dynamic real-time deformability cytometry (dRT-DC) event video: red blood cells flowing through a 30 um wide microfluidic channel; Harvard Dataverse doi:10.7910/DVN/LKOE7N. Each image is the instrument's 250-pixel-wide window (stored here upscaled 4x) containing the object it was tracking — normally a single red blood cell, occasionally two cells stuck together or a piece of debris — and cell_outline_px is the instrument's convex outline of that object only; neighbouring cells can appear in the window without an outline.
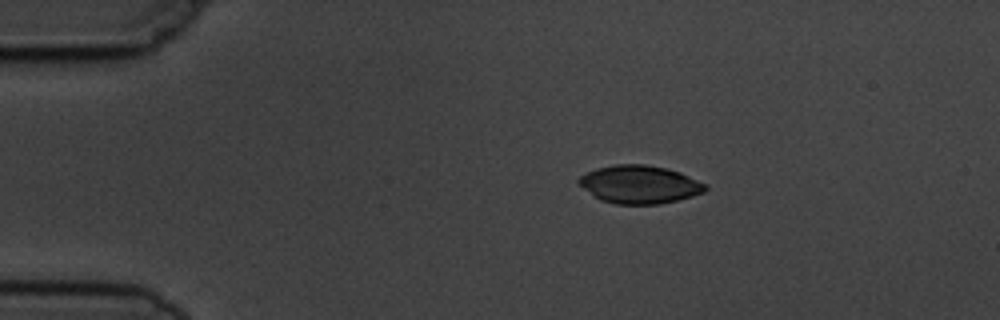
{"species": "common noctule bat (a hibernating species)", "species_latin": "Nyctalus noctula", "temperature_condition": "cold", "stored_images_in_passage": 6, "camera_frame_rate_fps": 3000, "um_per_image_px": 0.085, "animal": {"sex": "male", "body_mass_g": 19.5, "forearm_length_mm": 54.6}, "frame": {"image": 1, "passage_image": 2, "time_ms": 1.333, "image_size_px": [1000, 320], "cell_outline_px": [[708, 188], [704, 192], [692, 196], [660, 204], [616, 204], [600, 200], [576, 184], [576, 180], [580, 176], [596, 168], [616, 164], [644, 164], [664, 168], [680, 172], [708, 184]], "centroid_in_image_um": [54.34, 15.68], "position_along_channel_um": 30.7, "area_um2": 28.21}}
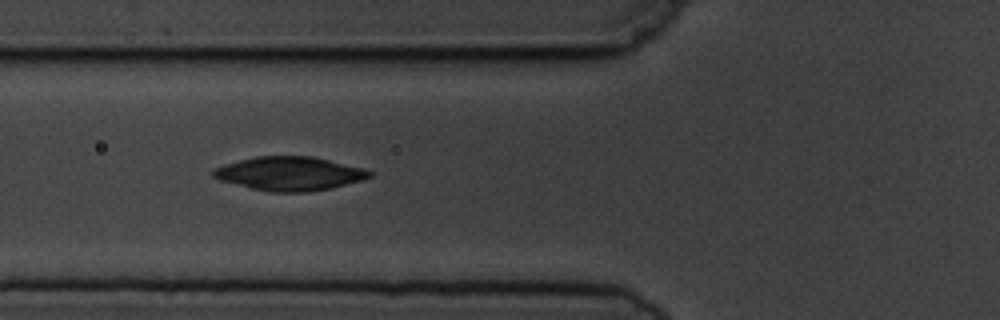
{"frame": {"image": 2, "passage_image": 5, "time_ms": 4.667, "image_size_px": [1000, 320], "cell_outline_px": [[372, 176], [360, 180], [332, 188], [308, 192], [268, 192], [220, 180], [212, 176], [212, 168], [224, 164], [256, 156], [312, 156], [364, 168], [372, 172]], "centroid_in_image_um": [24.59, 14.75], "position_along_channel_um": 101.2, "area_um2": 30.69}}
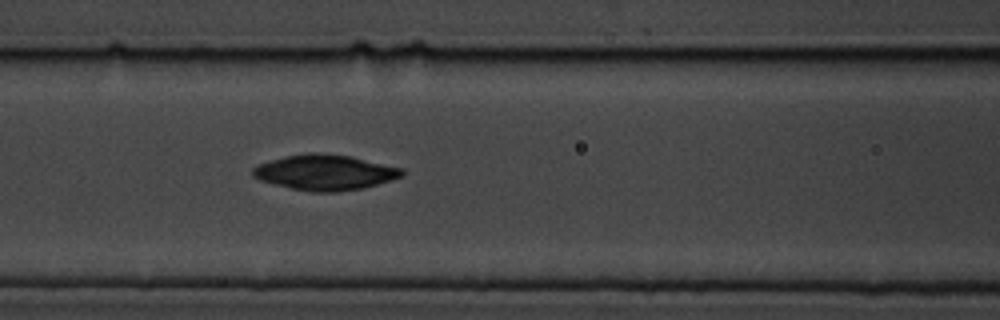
{"frame": {"image": 3, "passage_image": 6, "time_ms": 5.667, "image_size_px": [1000, 320], "cell_outline_px": [[404, 176], [364, 188], [336, 192], [312, 192], [292, 188], [260, 180], [252, 176], [252, 168], [256, 164], [284, 156], [308, 152], [316, 152], [352, 156], [404, 168]], "centroid_in_image_um": [27.63, 14.64], "position_along_channel_um": 139.0, "area_um2": 31.04}}